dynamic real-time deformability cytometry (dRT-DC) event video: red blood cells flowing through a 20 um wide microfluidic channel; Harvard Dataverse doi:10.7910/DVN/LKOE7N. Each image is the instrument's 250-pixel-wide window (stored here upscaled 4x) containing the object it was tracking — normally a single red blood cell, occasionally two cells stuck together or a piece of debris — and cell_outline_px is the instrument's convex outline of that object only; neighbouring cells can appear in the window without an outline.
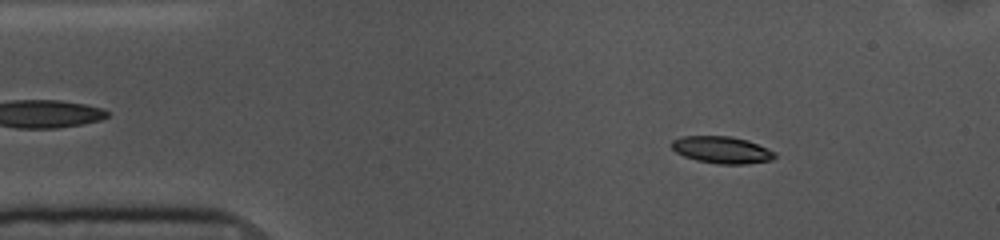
{"species": "common noctule bat (a hibernating species)", "species_latin": "Nyctalus noctula", "temperature_condition": "cold", "stored_images_in_passage": 54, "camera_frame_rate_fps": 3000, "um_per_image_px": 0.085, "animal": {"sex": "female", "body_mass_g": 10.0, "forearm_length_mm": 53.1}, "frame": {"image": 1, "passage_image": 7, "time_ms": 2.0, "image_size_px": [1000, 240], "cell_outline_px": [[776, 156], [772, 160], [744, 164], [716, 164], [696, 160], [684, 156], [676, 152], [672, 148], [672, 140], [684, 136], [728, 136], [748, 140], [768, 148], [776, 152]], "centroid_in_image_um": [61.38, 12.74], "position_along_channel_um": 23.6, "area_um2": 16.24}}
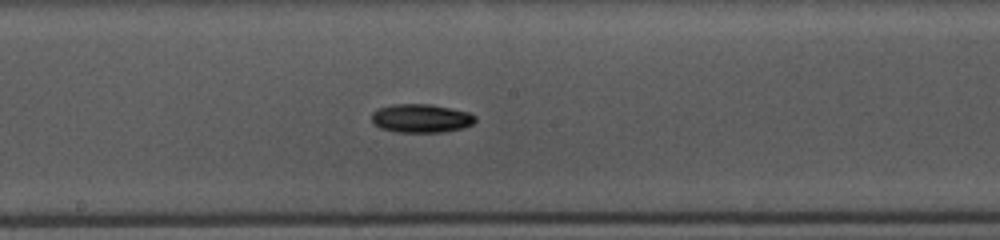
{"frame": {"image": 2, "passage_image": 27, "time_ms": 8.667, "image_size_px": [1000, 240], "cell_outline_px": [[476, 120], [472, 124], [464, 128], [444, 132], [396, 132], [380, 128], [372, 124], [372, 112], [376, 108], [392, 104], [432, 104], [468, 112], [476, 116]], "centroid_in_image_um": [35.77, 10.05], "position_along_channel_um": 212.4, "area_um2": 17.51}}
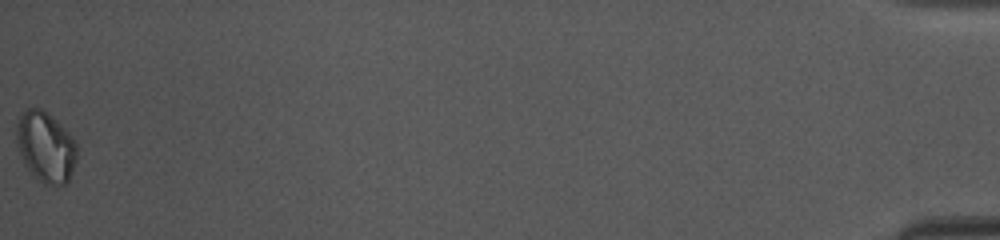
{"frame": {"image": 3, "passage_image": 54, "time_ms": 17.667, "image_size_px": [1000, 240], "cell_outline_px": [[76, 160], [68, 184], [44, 184], [24, 164], [16, 140], [16, 124], [20, 112], [24, 108], [40, 108], [48, 112], [76, 140]], "centroid_in_image_um": [3.88, 12.44], "position_along_channel_um": 431.3, "area_um2": 24.85}, "authors_computed_cell_mechanics": {"area_um2": 16.3285, "velocity_mm_per_s": 3.6096, "shape_relaxation_time_tau1_ms": 5.9782, "shape_relaxation_time_tau2_ms": null, "deformation_change_tau1": 0.1097, "deformation_change_tau2": null}}